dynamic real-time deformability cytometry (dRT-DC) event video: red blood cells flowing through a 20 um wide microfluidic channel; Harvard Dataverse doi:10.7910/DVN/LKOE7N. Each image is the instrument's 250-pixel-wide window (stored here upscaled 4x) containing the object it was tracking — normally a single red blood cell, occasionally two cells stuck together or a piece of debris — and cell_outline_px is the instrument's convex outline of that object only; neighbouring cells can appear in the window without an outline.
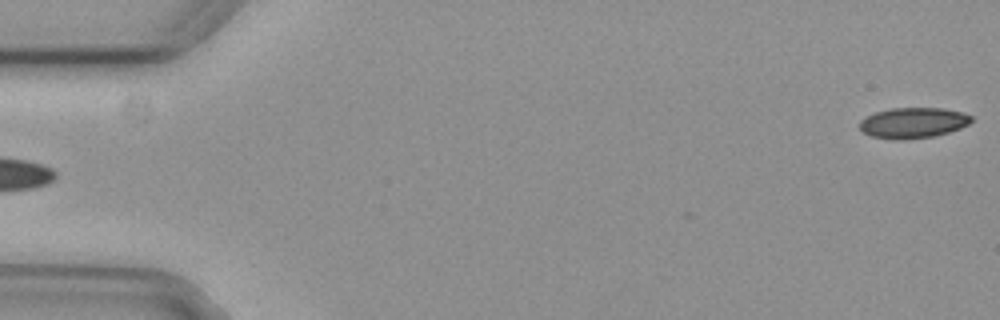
{"species": "common noctule bat (a hibernating species)", "species_latin": "Nyctalus noctula", "temperature_condition": "cold", "stored_images_in_passage": 6, "segment_of_instrument_passage": [2, 2], "camera_frame_rate_fps": 3000, "um_per_image_px": 0.085, "animal": {"sex": "female", "body_mass_g": 29.2, "forearm_length_mm": 56.3}, "frame": {"image": 1, "passage_image": 6, "time_ms": 1.667, "image_size_px": [1000, 320], "cell_outline_px": [[972, 120], [968, 124], [960, 128], [936, 136], [904, 140], [892, 140], [872, 136], [864, 132], [860, 128], [860, 120], [876, 112], [892, 108], [944, 108], [964, 112], [972, 116]], "centroid_in_image_um": [77.64, 10.44], "position_along_channel_um": 7.4, "area_um2": 20.0}}